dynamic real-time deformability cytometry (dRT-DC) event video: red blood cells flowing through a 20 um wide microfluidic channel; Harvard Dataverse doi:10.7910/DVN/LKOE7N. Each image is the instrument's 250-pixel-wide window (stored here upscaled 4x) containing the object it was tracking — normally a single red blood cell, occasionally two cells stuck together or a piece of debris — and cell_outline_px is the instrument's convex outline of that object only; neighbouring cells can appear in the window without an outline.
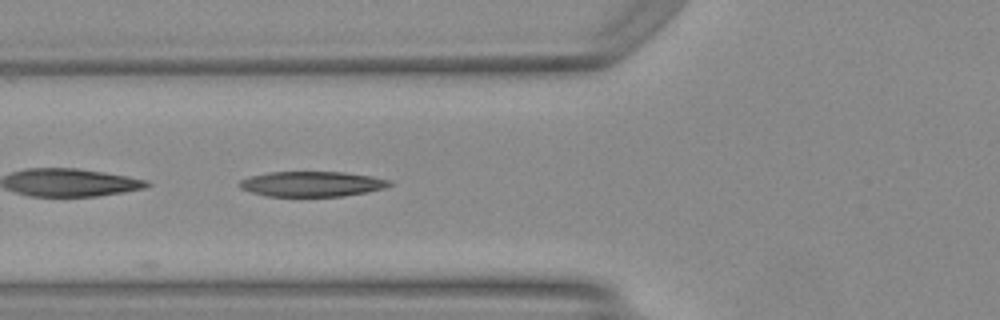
{"species": "Egyptian fruit bat (a non-hibernating species)", "species_latin": "Rousettus aegyptiacus", "temperature_condition": "warm", "stored_images_in_passage": 10, "camera_frame_rate_fps": 3000, "um_per_image_px": 0.085, "animal": {"sex": "female"}, "frame": {"image": 1, "passage_image": 4, "time_ms": 1.0, "image_size_px": [1000, 320], "cell_outline_px": [[392, 184], [384, 188], [368, 192], [344, 196], [268, 196], [252, 192], [240, 188], [236, 184], [240, 180], [248, 176], [268, 172], [344, 172], [372, 176], [388, 180]], "centroid_in_image_um": [26.47, 15.63], "position_along_channel_um": 99.3, "area_um2": 22.08}}
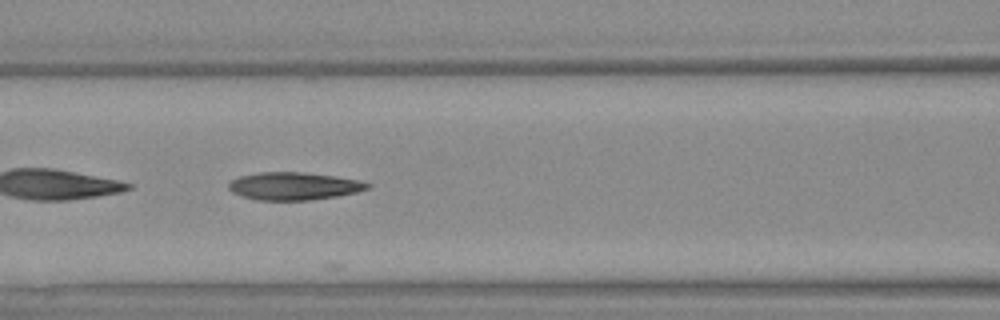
{"frame": {"image": 2, "passage_image": 7, "time_ms": 2.0, "image_size_px": [1000, 320], "cell_outline_px": [[372, 188], [356, 192], [336, 196], [308, 200], [256, 200], [232, 192], [228, 188], [228, 184], [232, 180], [240, 176], [260, 172], [300, 172], [332, 176], [360, 180], [372, 184]], "centroid_in_image_um": [25.0, 15.82], "position_along_channel_um": 141.6, "area_um2": 22.25}}